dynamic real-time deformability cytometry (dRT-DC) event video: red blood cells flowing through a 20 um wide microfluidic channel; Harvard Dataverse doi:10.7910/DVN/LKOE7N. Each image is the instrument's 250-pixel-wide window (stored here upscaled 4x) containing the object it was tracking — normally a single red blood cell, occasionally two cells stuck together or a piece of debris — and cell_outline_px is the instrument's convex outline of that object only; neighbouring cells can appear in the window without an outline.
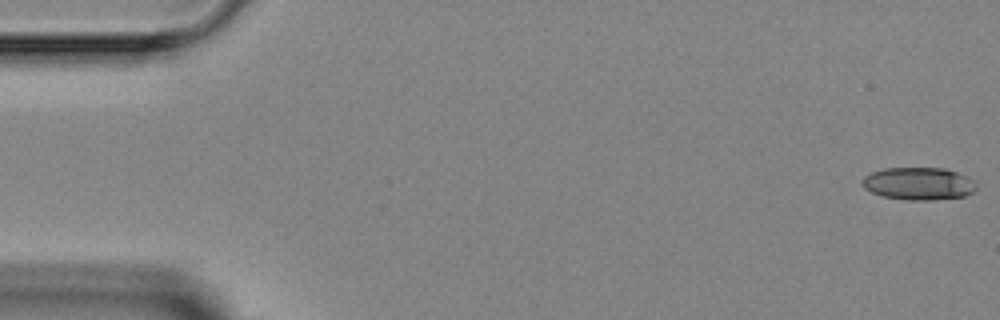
{"species": "Egyptian fruit bat (a non-hibernating species)", "species_latin": "Rousettus aegyptiacus", "temperature_condition": "room temperature", "stored_images_in_passage": 4, "camera_frame_rate_fps": 3000, "um_per_image_px": 0.085, "animal": {"sex": "female"}, "frame": {"image": 1, "passage_image": 1, "time_ms": 0.0, "image_size_px": [1000, 320], "cell_outline_px": [[976, 188], [972, 192], [964, 196], [932, 200], [904, 200], [884, 196], [872, 192], [864, 188], [860, 184], [864, 176], [872, 172], [884, 168], [944, 168], [968, 176], [976, 184]], "centroid_in_image_um": [78.06, 15.61], "position_along_channel_um": 6.9, "area_um2": 21.68}}